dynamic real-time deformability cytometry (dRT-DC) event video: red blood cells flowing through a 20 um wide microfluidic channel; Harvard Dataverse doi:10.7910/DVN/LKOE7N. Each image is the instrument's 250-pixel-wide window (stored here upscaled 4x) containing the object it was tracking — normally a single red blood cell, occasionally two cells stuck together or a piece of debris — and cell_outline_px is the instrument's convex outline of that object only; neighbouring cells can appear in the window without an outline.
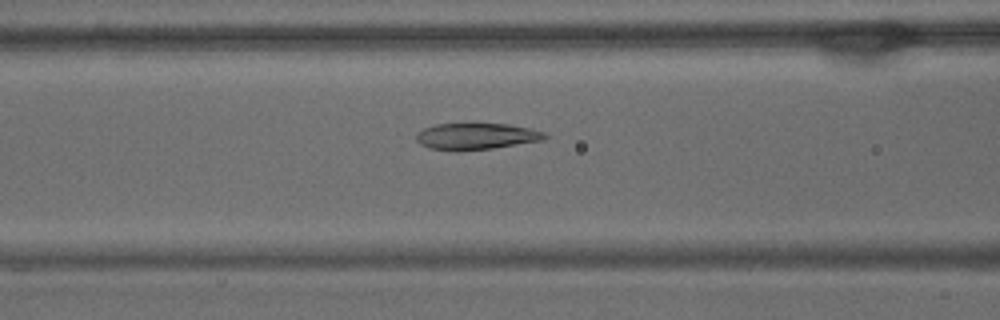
{"species": "common noctule bat (a hibernating species)", "species_latin": "Nyctalus noctula", "temperature_condition": "warm", "stored_images_in_passage": 55, "camera_frame_rate_fps": 3000, "um_per_image_px": 0.085, "animal": {"sex": "male", "body_mass_g": 15.6}, "frame": {"image": 1, "passage_image": 22, "time_ms": 7.0, "image_size_px": [1000, 320], "cell_outline_px": [[548, 136], [544, 140], [492, 148], [456, 152], [452, 152], [428, 148], [420, 144], [416, 140], [416, 136], [424, 128], [436, 124], [508, 124], [528, 128], [544, 132]], "centroid_in_image_um": [40.45, 11.61], "position_along_channel_um": 126.1, "area_um2": 19.88}}
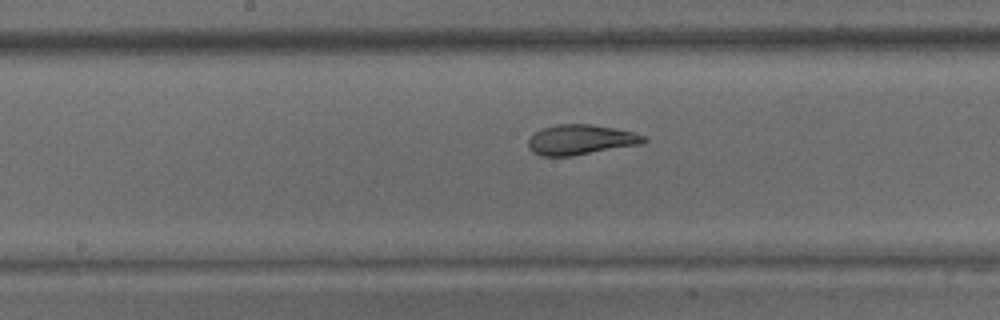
{"frame": {"image": 2, "passage_image": 28, "time_ms": 9.0, "image_size_px": [1000, 320], "cell_outline_px": [[648, 140], [644, 144], [572, 156], [540, 156], [532, 152], [528, 148], [528, 140], [536, 132], [544, 128], [556, 124], [592, 124], [616, 128], [632, 132], [644, 136]], "centroid_in_image_um": [49.38, 11.88], "position_along_channel_um": 198.8, "area_um2": 20.4}}
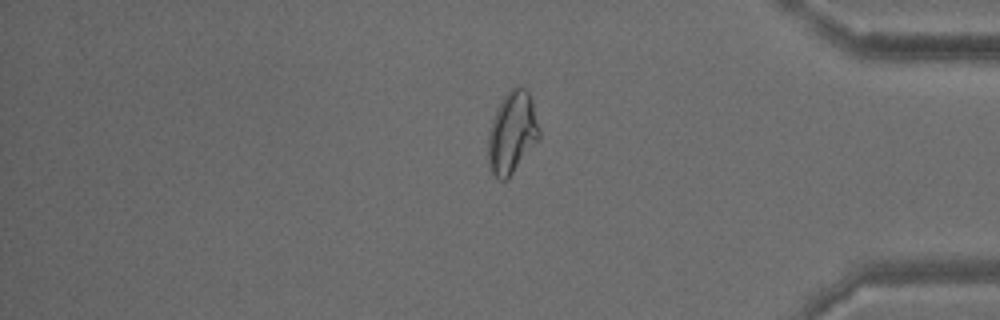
{"frame": {"image": 3, "passage_image": 46, "time_ms": 15.0, "image_size_px": [1000, 320], "cell_outline_px": [[540, 140], [512, 172], [504, 180], [500, 180], [488, 168], [488, 132], [496, 108], [508, 88], [516, 84], [524, 88], [528, 92], [532, 100], [540, 128]], "centroid_in_image_um": [43.53, 11.21], "position_along_channel_um": 391.7, "area_um2": 24.68}, "authors_computed_cell_mechanics": {"area_um2": 22.831, "velocity_mm_per_s": 3.6353, "shape_relaxation_time_tau1_ms": null, "shape_relaxation_time_tau2_ms": 1.5476, "deformation_change_tau1": null, "deformation_change_tau2": 0.0669}}